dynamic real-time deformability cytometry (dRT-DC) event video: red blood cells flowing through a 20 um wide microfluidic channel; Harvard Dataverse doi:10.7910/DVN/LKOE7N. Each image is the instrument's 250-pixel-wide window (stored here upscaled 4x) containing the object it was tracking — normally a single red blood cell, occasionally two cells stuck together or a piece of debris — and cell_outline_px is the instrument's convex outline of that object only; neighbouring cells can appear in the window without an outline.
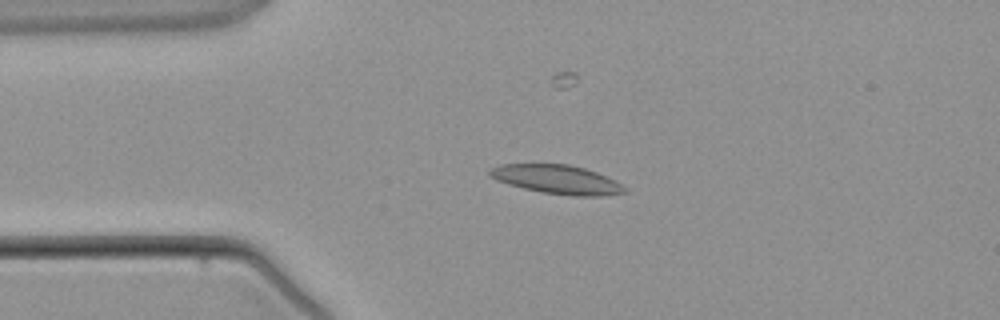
{"species": "common noctule bat (a hibernating species)", "species_latin": "Nyctalus noctula", "temperature_condition": "warm", "stored_images_in_passage": 3, "camera_frame_rate_fps": 3000, "um_per_image_px": 0.085, "animal": {"sex": "male", "body_mass_g": 21.5, "forearm_length_mm": 52.0}, "frame": {"image": 1, "passage_image": 2, "time_ms": 1.333, "image_size_px": [1000, 320], "cell_outline_px": [[628, 192], [604, 196], [572, 196], [540, 192], [508, 184], [496, 180], [488, 176], [488, 172], [492, 168], [500, 164], [568, 164], [584, 168], [596, 172], [616, 180], [628, 188]], "centroid_in_image_um": [47.38, 15.26], "position_along_channel_um": 37.6, "area_um2": 22.95}}